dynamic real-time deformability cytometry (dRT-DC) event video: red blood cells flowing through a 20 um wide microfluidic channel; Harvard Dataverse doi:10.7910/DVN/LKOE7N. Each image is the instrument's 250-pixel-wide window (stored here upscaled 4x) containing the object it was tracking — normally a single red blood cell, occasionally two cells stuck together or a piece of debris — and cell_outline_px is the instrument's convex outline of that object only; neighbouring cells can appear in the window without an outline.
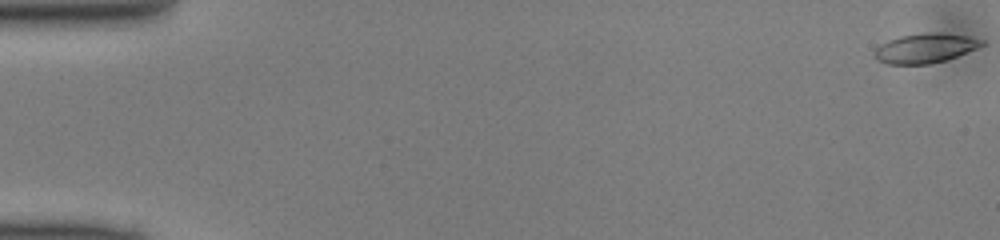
{"species": "common noctule bat (a hibernating species)", "species_latin": "Nyctalus noctula", "temperature_condition": "cold", "stored_images_in_passage": 11, "camera_frame_rate_fps": 3000, "um_per_image_px": 0.085, "animal": {"sex": "male", "body_mass_g": 13.0, "forearm_length_mm": 53.1}, "frame": {"image": 1, "passage_image": 1, "time_ms": 0.0, "image_size_px": [1000, 240], "cell_outline_px": [[984, 44], [976, 48], [956, 56], [944, 60], [928, 64], [888, 64], [876, 60], [872, 56], [872, 52], [880, 44], [888, 40], [900, 36], [928, 32], [936, 32], [968, 36], [984, 40]], "centroid_in_image_um": [78.57, 4.09], "position_along_channel_um": 6.4, "area_um2": 18.44}}